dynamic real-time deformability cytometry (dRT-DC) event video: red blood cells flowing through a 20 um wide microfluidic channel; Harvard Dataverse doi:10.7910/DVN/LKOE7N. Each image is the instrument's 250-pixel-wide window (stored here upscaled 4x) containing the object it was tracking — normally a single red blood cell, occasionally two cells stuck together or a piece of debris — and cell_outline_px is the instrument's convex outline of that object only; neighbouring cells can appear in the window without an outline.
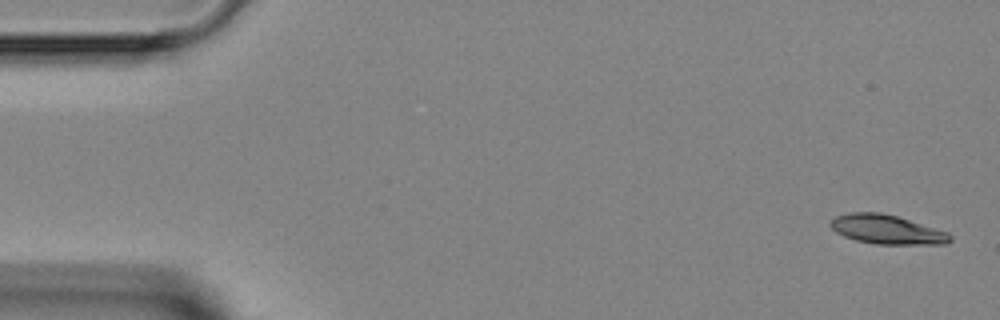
{"species": "Egyptian fruit bat (a non-hibernating species)", "species_latin": "Rousettus aegyptiacus", "temperature_condition": "room temperature", "stored_images_in_passage": 5, "camera_frame_rate_fps": 3000, "um_per_image_px": 0.085, "animal": {"sex": "female"}, "frame": {"image": 1, "passage_image": 1, "time_ms": 0.0, "image_size_px": [1000, 320], "cell_outline_px": [[952, 240], [948, 244], [876, 244], [856, 240], [844, 236], [836, 232], [828, 224], [836, 216], [848, 212], [880, 212], [896, 216], [948, 232], [952, 236]], "centroid_in_image_um": [75.38, 19.51], "position_along_channel_um": 9.6, "area_um2": 20.29}}
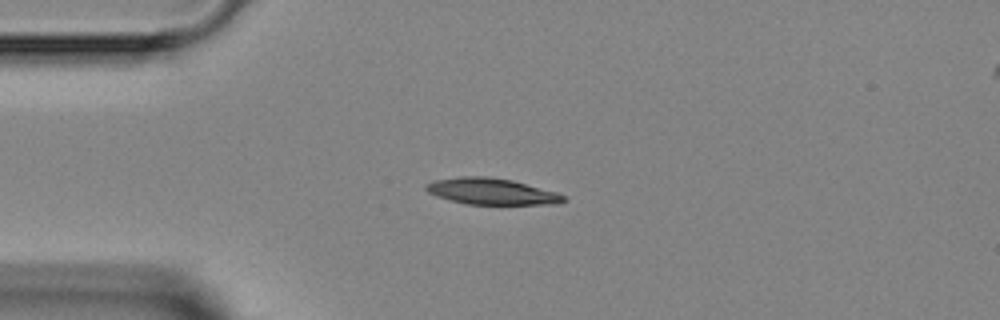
{"frame": {"image": 2, "passage_image": 4, "time_ms": 3.333, "image_size_px": [1000, 320], "cell_outline_px": [[568, 200], [560, 204], [468, 204], [436, 196], [428, 192], [424, 188], [424, 184], [436, 180], [460, 176], [488, 176], [512, 180], [556, 192], [564, 196]], "centroid_in_image_um": [41.78, 16.26], "position_along_channel_um": 43.2, "area_um2": 21.04}}